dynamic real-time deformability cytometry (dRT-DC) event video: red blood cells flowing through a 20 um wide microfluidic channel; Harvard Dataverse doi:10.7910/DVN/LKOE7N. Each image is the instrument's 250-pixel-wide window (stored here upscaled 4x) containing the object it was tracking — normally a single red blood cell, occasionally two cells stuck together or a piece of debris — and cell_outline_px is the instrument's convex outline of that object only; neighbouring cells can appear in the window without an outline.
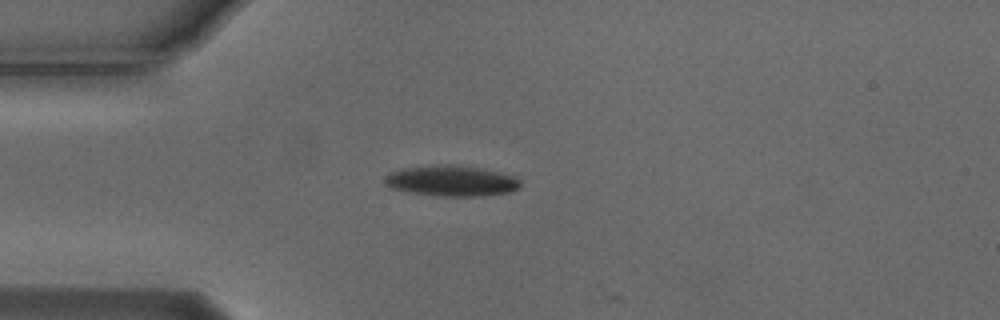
{"species": "Egyptian fruit bat (a non-hibernating species)", "species_latin": "Rousettus aegyptiacus", "temperature_condition": "cold", "stored_images_in_passage": 13, "camera_frame_rate_fps": 3000, "um_per_image_px": 0.085, "animal": {"sex": "male"}, "frame": {"image": 1, "passage_image": 12, "time_ms": 3.667, "image_size_px": [1000, 320], "cell_outline_px": [[520, 188], [512, 192], [484, 196], [436, 196], [408, 192], [392, 188], [384, 184], [384, 176], [392, 172], [404, 168], [484, 168], [512, 176], [520, 180]], "centroid_in_image_um": [38.42, 15.45], "position_along_channel_um": 46.6, "area_um2": 23.18}}